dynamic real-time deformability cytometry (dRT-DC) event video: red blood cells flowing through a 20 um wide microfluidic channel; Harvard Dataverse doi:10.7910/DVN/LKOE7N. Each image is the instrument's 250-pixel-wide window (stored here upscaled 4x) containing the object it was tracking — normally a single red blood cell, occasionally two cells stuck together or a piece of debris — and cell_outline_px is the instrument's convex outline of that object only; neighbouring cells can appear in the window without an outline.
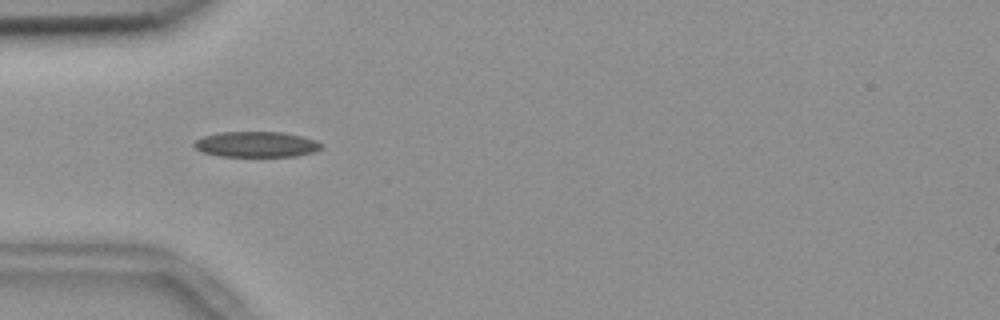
{"species": "common noctule bat (a hibernating species)", "species_latin": "Nyctalus noctula", "temperature_condition": "room temperature", "stored_images_in_passage": 10, "camera_frame_rate_fps": 3000, "um_per_image_px": 0.085, "animal": {"sex": "female", "body_mass_g": 18.4}, "frame": {"image": 1, "passage_image": 4, "time_ms": 1.0, "image_size_px": [1000, 320], "cell_outline_px": [[324, 148], [312, 152], [296, 156], [220, 156], [200, 152], [192, 144], [192, 140], [204, 136], [220, 132], [284, 132], [304, 136], [316, 140], [324, 144]], "centroid_in_image_um": [21.79, 12.26], "position_along_channel_um": 63.2, "area_um2": 19.25}}